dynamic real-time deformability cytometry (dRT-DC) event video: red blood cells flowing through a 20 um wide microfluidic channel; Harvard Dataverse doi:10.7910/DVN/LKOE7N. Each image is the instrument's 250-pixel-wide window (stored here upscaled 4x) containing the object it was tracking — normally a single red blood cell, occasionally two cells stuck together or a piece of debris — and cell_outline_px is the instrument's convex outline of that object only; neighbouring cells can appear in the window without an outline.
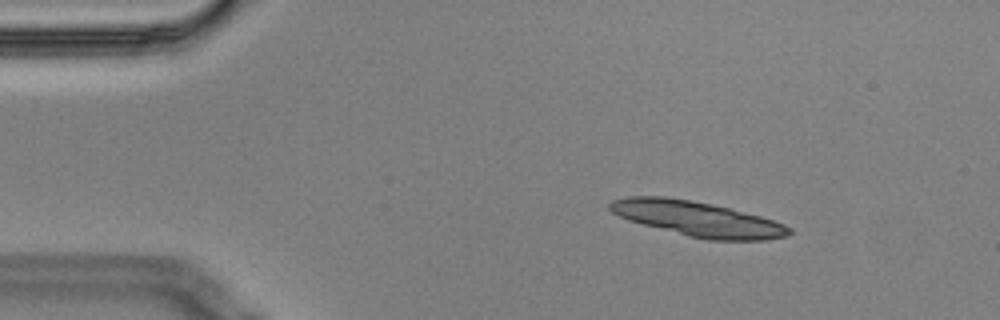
{"species": "Egyptian fruit bat (a non-hibernating species)", "species_latin": "Rousettus aegyptiacus", "temperature_condition": "cold", "stored_images_in_passage": 6, "camera_frame_rate_fps": 3000, "um_per_image_px": 0.085, "animal": {"sex": "male"}, "frame": {"image": 1, "passage_image": 3, "time_ms": 0.667, "image_size_px": [1000, 320], "cell_outline_px": [[792, 232], [788, 236], [764, 240], [708, 240], [688, 236], [628, 220], [612, 212], [608, 208], [608, 204], [612, 200], [628, 196], [664, 196], [692, 200], [712, 204], [760, 216], [784, 224], [792, 228]], "centroid_in_image_um": [59.28, 18.6], "position_along_channel_um": 25.7, "area_um2": 36.41}}
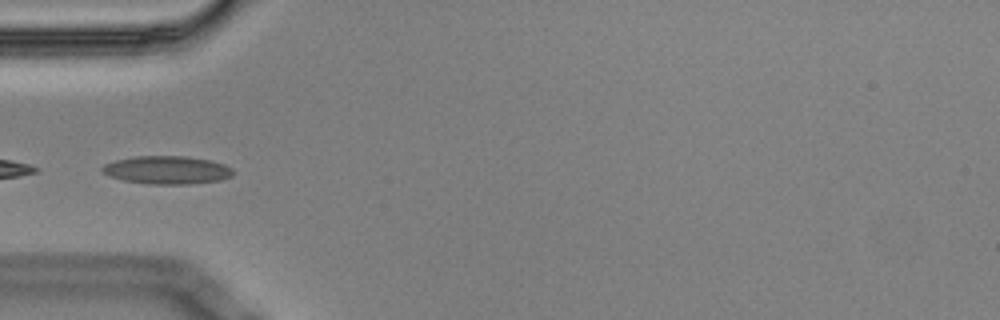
{"frame": {"image": 2, "passage_image": 6, "time_ms": 1.667, "image_size_px": [1000, 320], "cell_outline_px": [[232, 176], [220, 180], [188, 184], [148, 184], [124, 180], [108, 176], [100, 172], [100, 168], [104, 164], [116, 160], [136, 156], [188, 156], [208, 160], [224, 164], [232, 168]], "centroid_in_image_um": [14.15, 14.45], "position_along_channel_um": 70.8, "area_um2": 21.44}}